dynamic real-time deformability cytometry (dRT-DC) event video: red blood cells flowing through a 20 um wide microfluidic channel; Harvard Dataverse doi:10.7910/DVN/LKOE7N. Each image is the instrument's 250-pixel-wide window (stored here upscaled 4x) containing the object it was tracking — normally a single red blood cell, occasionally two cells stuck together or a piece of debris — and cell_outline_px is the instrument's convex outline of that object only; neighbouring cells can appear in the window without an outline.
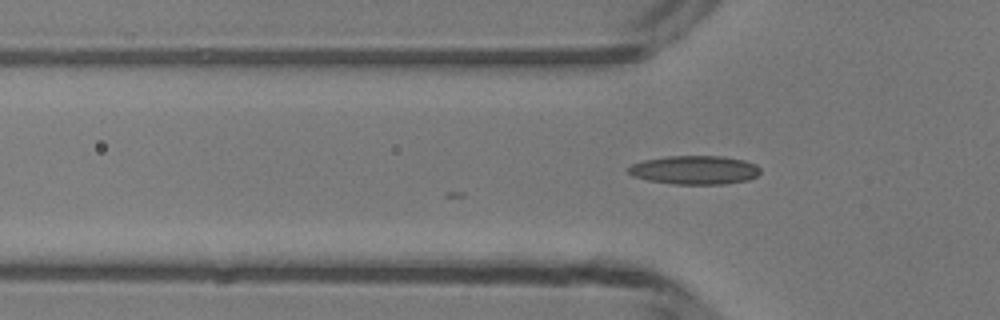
{"species": "common noctule bat (a hibernating species)", "species_latin": "Nyctalus noctula", "temperature_condition": "room temperature", "stored_images_in_passage": 3, "camera_frame_rate_fps": 3000, "um_per_image_px": 0.085, "animal": {"sex": "male", "body_mass_g": 13.3}, "frame": {"image": 1, "passage_image": 3, "time_ms": 0.667, "image_size_px": [1000, 320], "cell_outline_px": [[760, 172], [756, 176], [748, 180], [724, 184], [672, 184], [648, 180], [632, 176], [624, 168], [632, 164], [644, 160], [668, 156], [724, 156], [744, 160], [756, 164], [760, 168]], "centroid_in_image_um": [59.03, 14.45], "position_along_channel_um": 66.8, "area_um2": 22.25}}